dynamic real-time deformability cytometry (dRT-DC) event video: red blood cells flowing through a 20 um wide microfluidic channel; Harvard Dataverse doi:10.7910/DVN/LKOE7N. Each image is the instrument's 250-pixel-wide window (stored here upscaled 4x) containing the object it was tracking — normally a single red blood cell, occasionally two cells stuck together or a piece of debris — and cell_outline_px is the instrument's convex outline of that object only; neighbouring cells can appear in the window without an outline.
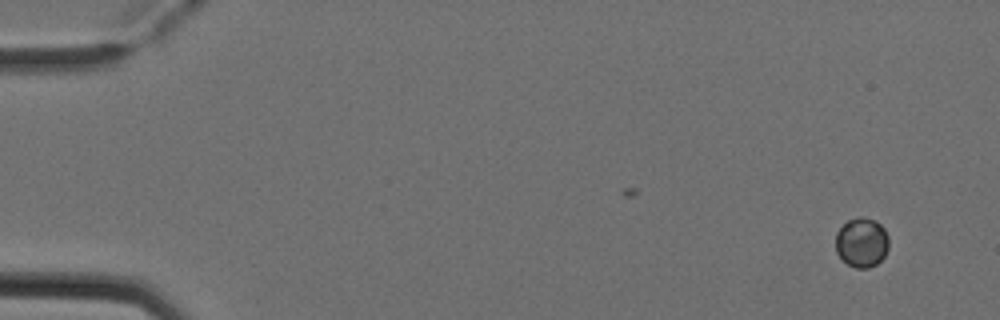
{"species": "Egyptian fruit bat (a non-hibernating species)", "species_latin": "Rousettus aegyptiacus", "temperature_condition": "cold", "stored_images_in_passage": 5, "camera_frame_rate_fps": 3000, "um_per_image_px": 0.085, "animal": {"sex": "female"}, "frame": {"image": 1, "passage_image": 1, "time_ms": 0.0, "image_size_px": [1000, 320], "cell_outline_px": [[888, 248], [884, 256], [876, 264], [868, 268], [856, 268], [848, 264], [836, 252], [836, 232], [848, 220], [860, 216], [872, 220], [880, 224], [884, 228], [888, 236]], "centroid_in_image_um": [73.25, 20.61], "position_along_channel_um": 11.8, "area_um2": 15.2}}
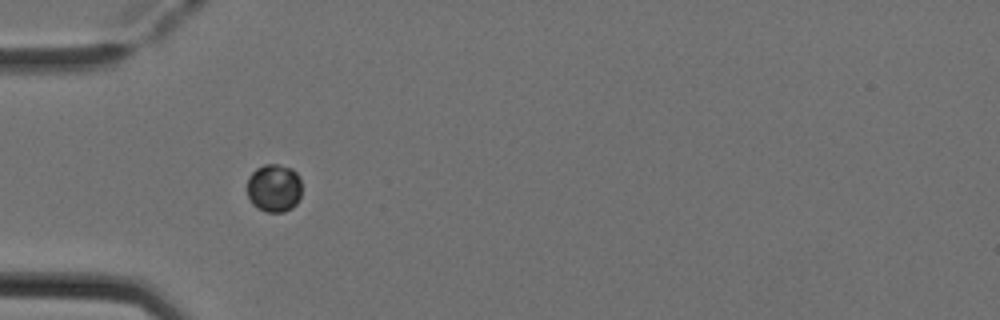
{"frame": {"image": 2, "passage_image": 4, "time_ms": 1.0, "image_size_px": [1000, 320], "cell_outline_px": [[300, 196], [296, 204], [292, 208], [284, 212], [268, 212], [256, 208], [252, 204], [248, 196], [248, 176], [256, 168], [264, 164], [276, 164], [292, 168], [300, 176]], "centroid_in_image_um": [23.29, 15.98], "position_along_channel_um": 61.7, "area_um2": 15.43}}
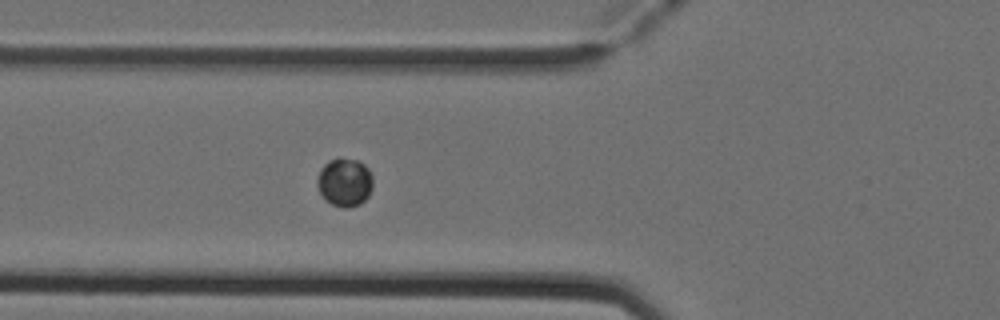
{"frame": {"image": 3, "passage_image": 5, "time_ms": 1.333, "image_size_px": [1000, 320], "cell_outline_px": [[372, 188], [368, 196], [360, 204], [348, 208], [344, 208], [332, 204], [324, 200], [316, 184], [316, 180], [320, 168], [328, 160], [340, 156], [356, 160], [364, 164], [368, 168], [372, 176]], "centroid_in_image_um": [29.27, 15.47], "position_along_channel_um": 96.5, "area_um2": 16.01}}